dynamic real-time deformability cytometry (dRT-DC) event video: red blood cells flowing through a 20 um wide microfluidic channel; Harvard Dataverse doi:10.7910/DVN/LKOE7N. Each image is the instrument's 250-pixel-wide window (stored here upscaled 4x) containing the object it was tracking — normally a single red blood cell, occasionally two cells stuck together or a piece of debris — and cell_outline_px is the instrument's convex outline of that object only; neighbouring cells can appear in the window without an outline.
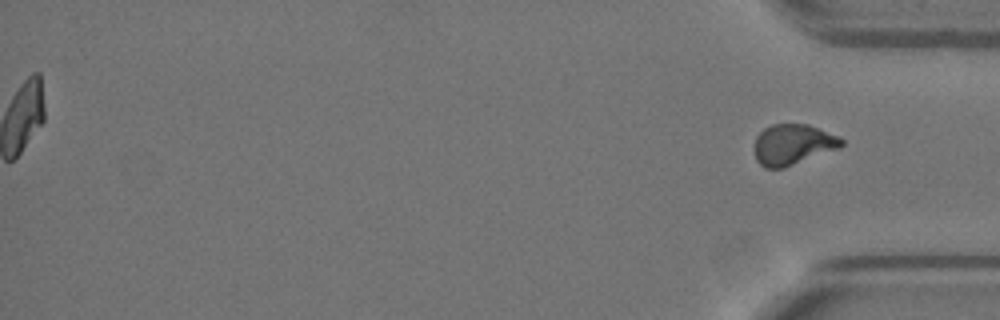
{"species": "Egyptian fruit bat (a non-hibernating species)", "species_latin": "Rousettus aegyptiacus", "temperature_condition": "warm", "stored_images_in_passage": 52, "segment_of_instrument_passage": [2, 2], "camera_frame_rate_fps": 3000, "um_per_image_px": 0.085, "animal": {"sex": "female"}, "frame": {"image": 1, "passage_image": 52, "time_ms": 17.0, "image_size_px": [1000, 320], "cell_outline_px": [[844, 144], [840, 148], [784, 168], [764, 168], [756, 160], [752, 144], [756, 136], [764, 128], [772, 124], [808, 124], [840, 136], [844, 140]], "centroid_in_image_um": [67.38, 12.28], "position_along_channel_um": 367.8, "area_um2": 21.04}}